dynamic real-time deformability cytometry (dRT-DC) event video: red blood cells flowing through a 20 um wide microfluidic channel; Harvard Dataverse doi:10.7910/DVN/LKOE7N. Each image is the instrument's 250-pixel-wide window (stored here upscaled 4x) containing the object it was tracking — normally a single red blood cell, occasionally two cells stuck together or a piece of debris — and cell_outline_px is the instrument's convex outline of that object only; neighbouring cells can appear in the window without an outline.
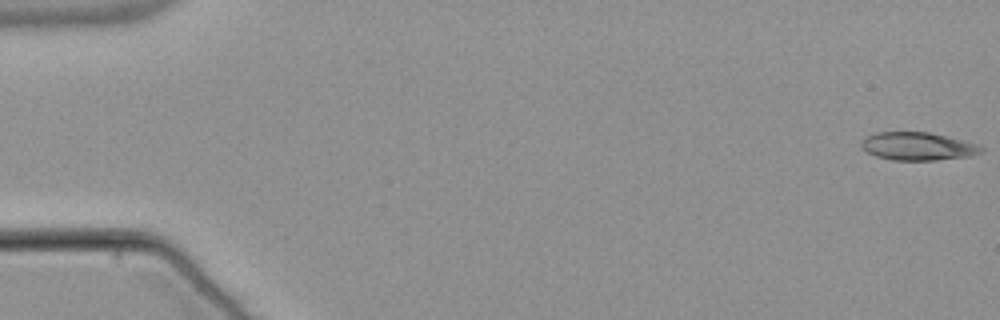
{"species": "common noctule bat (a hibernating species)", "species_latin": "Nyctalus noctula", "temperature_condition": "warm", "stored_images_in_passage": 54, "camera_frame_rate_fps": 3000, "um_per_image_px": 0.085, "animal": {"sex": "male", "body_mass_g": 21.5, "forearm_length_mm": 52.0}, "frame": {"image": 1, "passage_image": 1, "time_ms": 0.0, "image_size_px": [1000, 320], "cell_outline_px": [[984, 152], [968, 156], [936, 160], [892, 160], [876, 156], [860, 148], [860, 140], [876, 132], [928, 132], [964, 140], [980, 144], [984, 148]], "centroid_in_image_um": [78.02, 12.43], "position_along_channel_um": 7.0, "area_um2": 19.71}}
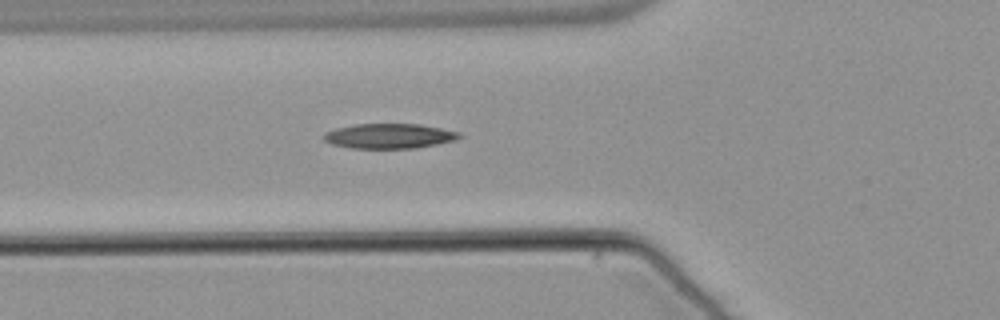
{"frame": {"image": 2, "passage_image": 20, "time_ms": 6.333, "image_size_px": [1000, 320], "cell_outline_px": [[464, 136], [456, 140], [416, 148], [352, 148], [332, 144], [324, 140], [320, 136], [324, 132], [336, 128], [352, 124], [420, 124], [460, 132]], "centroid_in_image_um": [33.07, 11.56], "position_along_channel_um": 92.7, "area_um2": 19.83}}
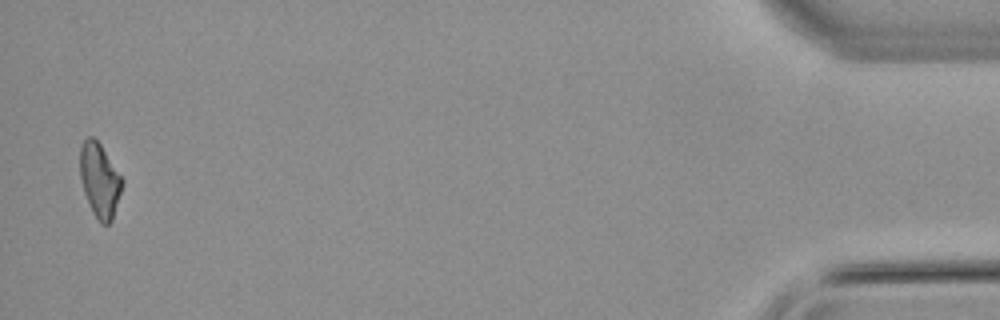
{"frame": {"image": 3, "passage_image": 53, "time_ms": 17.333, "image_size_px": [1000, 320], "cell_outline_px": [[124, 184], [112, 220], [108, 224], [100, 224], [92, 212], [84, 192], [80, 176], [80, 148], [84, 140], [88, 136], [92, 136], [100, 144], [124, 180]], "centroid_in_image_um": [8.48, 15.34], "position_along_channel_um": 426.7, "area_um2": 18.21}, "authors_computed_cell_mechanics": {"area_um2": 19.4786, "velocity_mm_per_s": 3.8549, "shape_relaxation_time_tau1_ms": null, "shape_relaxation_time_tau2_ms": 7.8116, "deformation_change_tau1": null, "deformation_change_tau2": 0.1881}}